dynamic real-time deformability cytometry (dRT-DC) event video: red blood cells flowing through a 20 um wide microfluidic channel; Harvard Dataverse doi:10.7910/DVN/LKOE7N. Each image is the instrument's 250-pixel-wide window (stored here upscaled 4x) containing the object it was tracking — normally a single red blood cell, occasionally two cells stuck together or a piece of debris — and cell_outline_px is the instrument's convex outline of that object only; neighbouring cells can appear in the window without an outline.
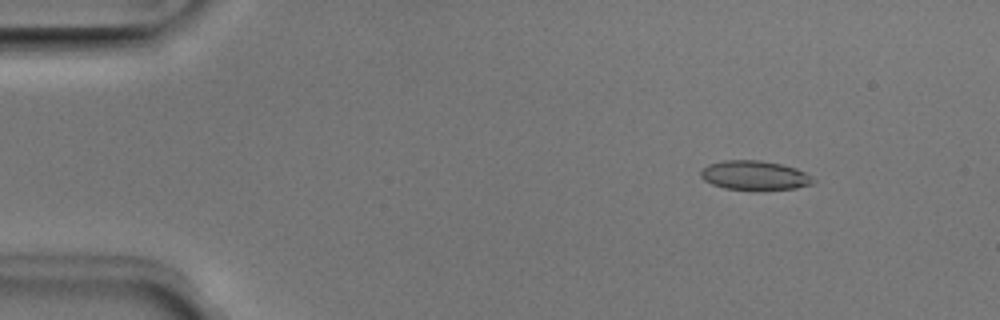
{"species": "Egyptian fruit bat (a non-hibernating species)", "species_latin": "Rousettus aegyptiacus", "temperature_condition": "room temperature", "stored_images_in_passage": 51, "camera_frame_rate_fps": 3000, "um_per_image_px": 0.085, "animal": {"sex": "male"}, "frame": {"image": 1, "passage_image": 7, "time_ms": 2.0, "image_size_px": [1000, 320], "cell_outline_px": [[816, 180], [812, 184], [796, 188], [724, 188], [712, 184], [704, 180], [700, 176], [700, 172], [708, 164], [724, 160], [760, 160], [780, 164], [796, 168], [812, 176]], "centroid_in_image_um": [64.14, 14.87], "position_along_channel_um": 20.9, "area_um2": 18.67}}
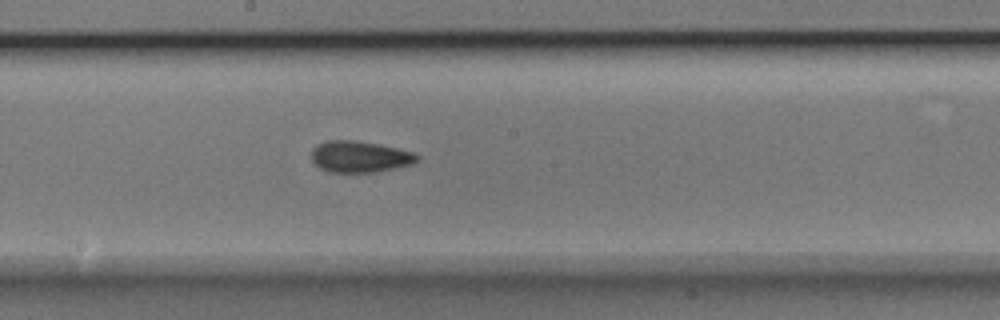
{"frame": {"image": 2, "passage_image": 28, "time_ms": 9.0, "image_size_px": [1000, 320], "cell_outline_px": [[420, 160], [412, 164], [396, 168], [372, 172], [328, 172], [312, 164], [312, 148], [316, 144], [328, 140], [356, 140], [380, 144], [416, 152], [420, 156]], "centroid_in_image_um": [30.59, 13.31], "position_along_channel_um": 217.6, "area_um2": 19.71}}
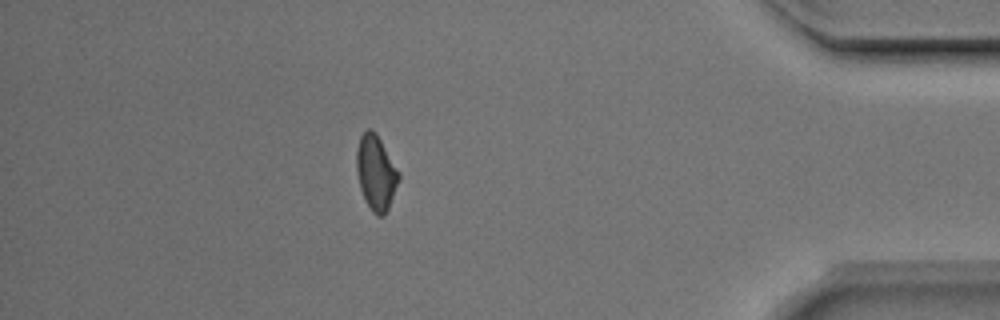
{"frame": {"image": 3, "passage_image": 45, "time_ms": 14.667, "image_size_px": [1000, 320], "cell_outline_px": [[400, 180], [388, 208], [384, 216], [376, 216], [372, 212], [364, 200], [360, 188], [356, 172], [356, 152], [360, 136], [368, 128], [372, 128], [376, 132], [400, 172]], "centroid_in_image_um": [31.96, 14.68], "position_along_channel_um": 403.2, "area_um2": 18.73}, "authors_computed_cell_mechanics": {"area_um2": 18.9584, "velocity_mm_per_s": 4.0287, "shape_relaxation_time_tau1_ms": 3.4034, "shape_relaxation_time_tau2_ms": 2.5282, "deformation_change_tau1": 0.0916, "deformation_change_tau2": 0.0899}}